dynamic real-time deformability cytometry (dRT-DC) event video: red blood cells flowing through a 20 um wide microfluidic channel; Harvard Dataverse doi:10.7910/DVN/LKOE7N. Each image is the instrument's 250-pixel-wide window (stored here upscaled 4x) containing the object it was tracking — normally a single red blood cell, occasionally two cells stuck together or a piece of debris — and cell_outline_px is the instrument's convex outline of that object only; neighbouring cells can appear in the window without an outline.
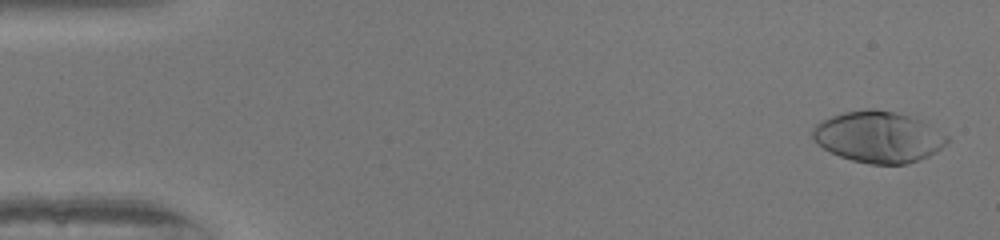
{"species": "human", "species_latin": "Homo sapiens", "temperature_condition": "warm", "stored_images_in_passage": 50, "camera_frame_rate_fps": 3000, "um_per_image_px": 0.085, "donor": {"sex": "female"}, "frame": {"image": 1, "passage_image": 2, "time_ms": 0.333, "image_size_px": [1000, 240], "cell_outline_px": [[948, 140], [936, 152], [920, 160], [908, 164], [868, 164], [852, 160], [840, 156], [816, 144], [812, 140], [812, 128], [816, 124], [832, 116], [844, 112], [868, 108], [872, 108], [892, 112], [908, 116], [920, 120], [948, 136]], "centroid_in_image_um": [74.63, 11.65], "position_along_channel_um": 10.4, "area_um2": 39.88}}
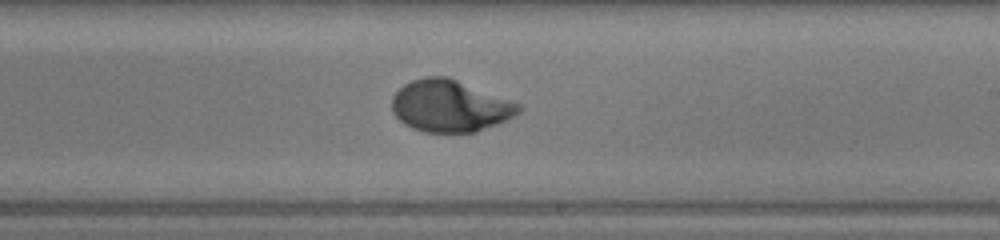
{"frame": {"image": 2, "passage_image": 30, "time_ms": 9.667, "image_size_px": [1000, 240], "cell_outline_px": [[524, 108], [520, 112], [496, 124], [476, 132], [424, 132], [412, 128], [404, 124], [392, 112], [392, 96], [404, 84], [412, 80], [424, 76], [448, 76], [520, 104]], "centroid_in_image_um": [38.22, 9.0], "position_along_channel_um": 250.8, "area_um2": 38.15}}
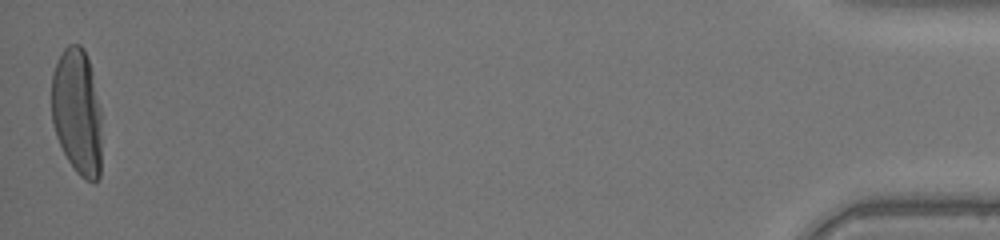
{"frame": {"image": 3, "passage_image": 50, "time_ms": 16.333, "image_size_px": [1000, 240], "cell_outline_px": [[100, 176], [92, 184], [84, 180], [76, 172], [68, 160], [56, 136], [52, 124], [52, 72], [64, 48], [68, 44], [80, 44], [84, 48], [92, 72], [100, 108]], "centroid_in_image_um": [6.55, 9.52], "position_along_channel_um": 428.7, "area_um2": 36.93}, "authors_computed_cell_mechanics": {"area_um2": 37.57, "velocity_mm_per_s": 4.144, "shape_relaxation_time_tau1_ms": 4.285, "shape_relaxation_time_tau2_ms": null, "deformation_change_tau1": 0.2634, "deformation_change_tau2": null}}